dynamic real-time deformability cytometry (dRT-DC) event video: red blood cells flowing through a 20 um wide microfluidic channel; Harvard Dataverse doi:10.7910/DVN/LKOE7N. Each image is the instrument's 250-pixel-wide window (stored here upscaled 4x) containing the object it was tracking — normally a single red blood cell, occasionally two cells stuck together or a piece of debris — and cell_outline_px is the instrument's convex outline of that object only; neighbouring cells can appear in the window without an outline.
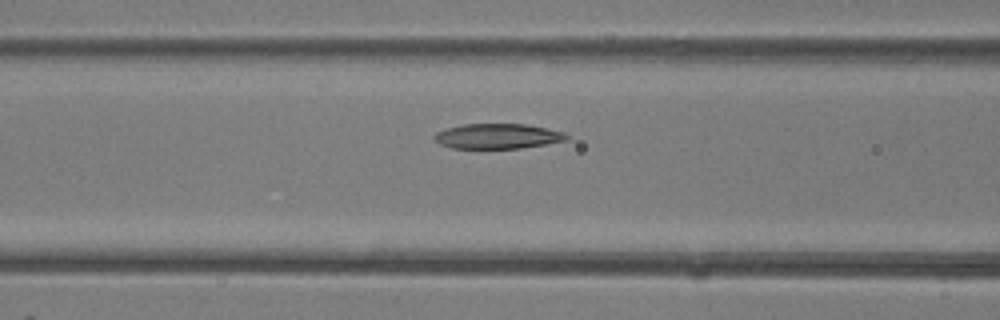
{"species": "common noctule bat (a hibernating species)", "species_latin": "Nyctalus noctula", "temperature_condition": "room temperature", "stored_images_in_passage": 8, "camera_frame_rate_fps": 3000, "um_per_image_px": 0.085, "animal": {"sex": "female"}, "frame": {"image": 1, "passage_image": 4, "time_ms": 1.0, "image_size_px": [1000, 320], "cell_outline_px": [[568, 140], [520, 148], [452, 148], [440, 144], [432, 136], [436, 132], [448, 128], [464, 124], [524, 124], [548, 128], [564, 132], [568, 136]], "centroid_in_image_um": [42.3, 11.57], "position_along_channel_um": 124.3, "area_um2": 19.19}}
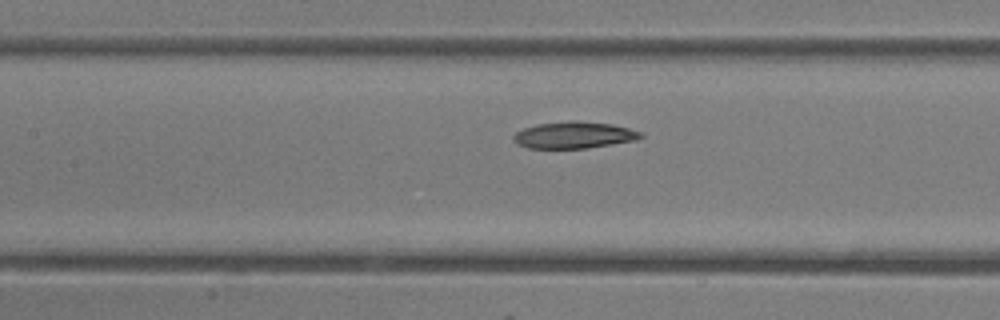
{"frame": {"image": 2, "passage_image": 6, "time_ms": 1.667, "image_size_px": [1000, 320], "cell_outline_px": [[644, 136], [636, 140], [612, 144], [584, 148], [528, 148], [512, 140], [512, 136], [516, 132], [524, 128], [536, 124], [568, 120], [572, 120], [612, 124], [644, 132]], "centroid_in_image_um": [48.8, 11.47], "position_along_channel_um": 158.6, "area_um2": 19.83}}